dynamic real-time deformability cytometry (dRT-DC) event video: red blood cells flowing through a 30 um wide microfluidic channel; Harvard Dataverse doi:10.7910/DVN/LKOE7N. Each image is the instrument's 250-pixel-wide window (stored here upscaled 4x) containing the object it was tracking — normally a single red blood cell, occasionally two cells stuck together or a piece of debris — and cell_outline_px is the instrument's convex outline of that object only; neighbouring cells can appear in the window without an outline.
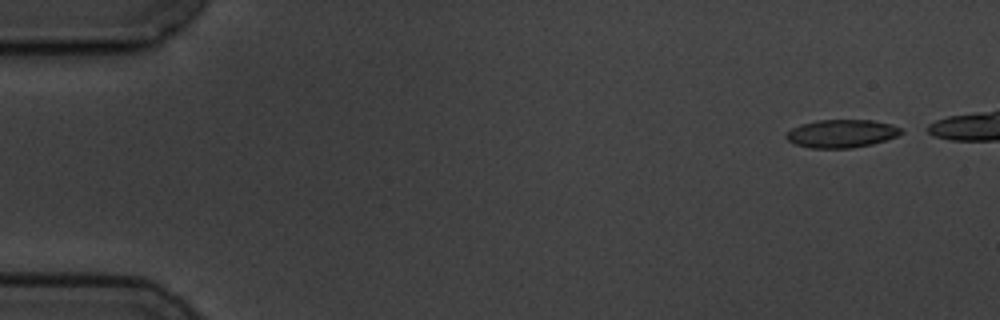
{"species": "common noctule bat (a hibernating species)", "species_latin": "Nyctalus noctula", "temperature_condition": "cold", "stored_images_in_passage": 9, "camera_frame_rate_fps": 3000, "um_per_image_px": 0.085, "animal": {"sex": "male", "body_mass_g": 19.5, "forearm_length_mm": 54.6}, "frame": {"image": 1, "passage_image": 1, "time_ms": 0.0, "image_size_px": [1000, 320], "cell_outline_px": [[904, 132], [896, 136], [872, 144], [852, 148], [812, 148], [796, 144], [788, 140], [784, 136], [784, 132], [800, 124], [820, 120], [872, 120], [892, 124], [900, 128]], "centroid_in_image_um": [71.51, 11.35], "position_along_channel_um": 13.5, "area_um2": 18.79}}
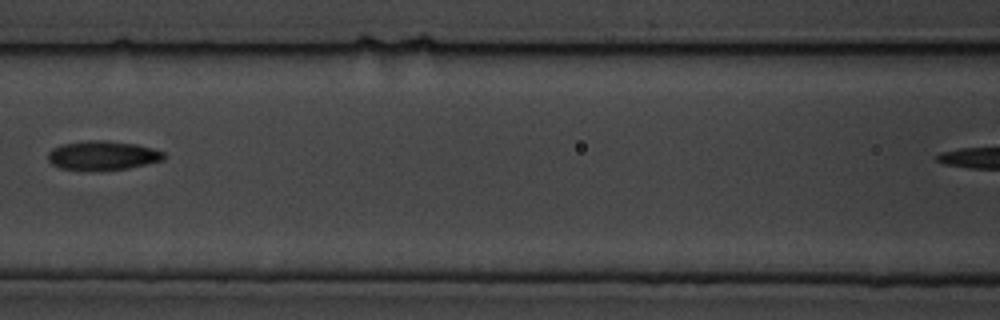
{"frame": {"image": 2, "passage_image": 7, "time_ms": 7.333, "image_size_px": [1000, 320], "cell_outline_px": [[168, 156], [164, 160], [128, 168], [60, 168], [52, 164], [48, 160], [48, 152], [52, 148], [60, 144], [88, 140], [108, 140], [136, 144], [152, 148], [164, 152]], "centroid_in_image_um": [8.76, 13.17], "position_along_channel_um": 157.8, "area_um2": 19.25}}
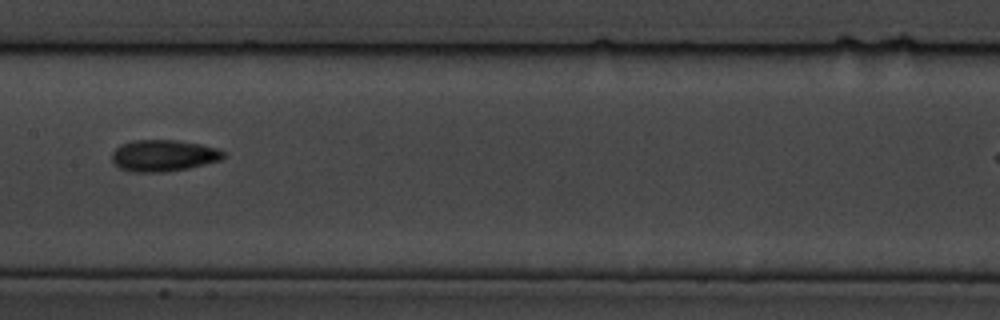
{"frame": {"image": 3, "passage_image": 8, "time_ms": 8.333, "image_size_px": [1000, 320], "cell_outline_px": [[224, 156], [220, 160], [188, 168], [164, 172], [136, 172], [120, 168], [112, 160], [112, 152], [120, 144], [132, 140], [176, 140], [200, 144], [216, 148], [224, 152]], "centroid_in_image_um": [13.87, 13.21], "position_along_channel_um": 193.5, "area_um2": 20.35}}